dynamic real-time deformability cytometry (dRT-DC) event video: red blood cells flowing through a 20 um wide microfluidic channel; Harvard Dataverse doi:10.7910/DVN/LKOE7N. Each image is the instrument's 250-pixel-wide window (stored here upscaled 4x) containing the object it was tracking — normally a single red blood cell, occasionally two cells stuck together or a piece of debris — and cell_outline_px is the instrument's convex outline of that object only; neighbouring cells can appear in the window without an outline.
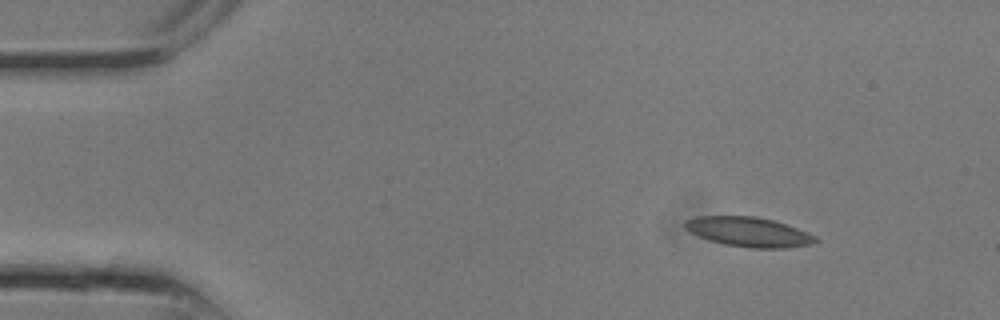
{"species": "common noctule bat (a hibernating species)", "species_latin": "Nyctalus noctula", "temperature_condition": "room temperature", "stored_images_in_passage": 8, "camera_frame_rate_fps": 3000, "um_per_image_px": 0.085, "animal": {"sex": "male", "body_mass_g": 13.3}, "frame": {"image": 1, "passage_image": 1, "time_ms": 0.0, "image_size_px": [1000, 320], "cell_outline_px": [[820, 240], [812, 244], [784, 248], [752, 248], [724, 244], [708, 240], [684, 228], [684, 220], [696, 216], [756, 216], [772, 220], [808, 232], [816, 236]], "centroid_in_image_um": [63.64, 19.71], "position_along_channel_um": 21.4, "area_um2": 22.48}}
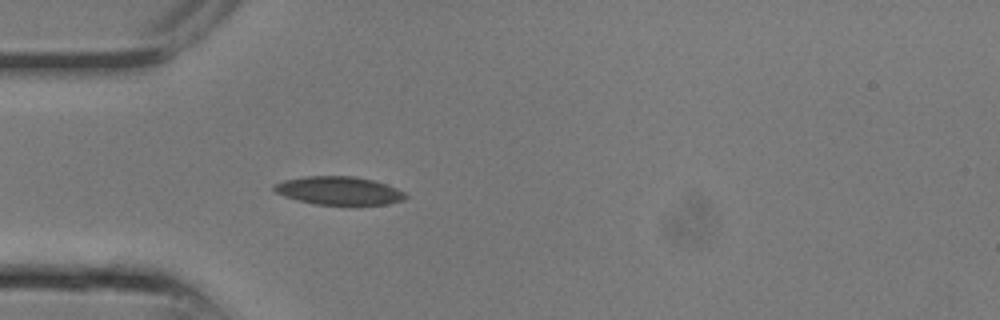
{"frame": {"image": 2, "passage_image": 5, "time_ms": 1.333, "image_size_px": [1000, 320], "cell_outline_px": [[408, 196], [404, 200], [388, 204], [316, 204], [284, 196], [276, 192], [272, 188], [272, 184], [284, 180], [308, 176], [352, 176], [372, 180], [396, 188], [404, 192]], "centroid_in_image_um": [28.79, 16.2], "position_along_channel_um": 56.2, "area_um2": 21.33}}
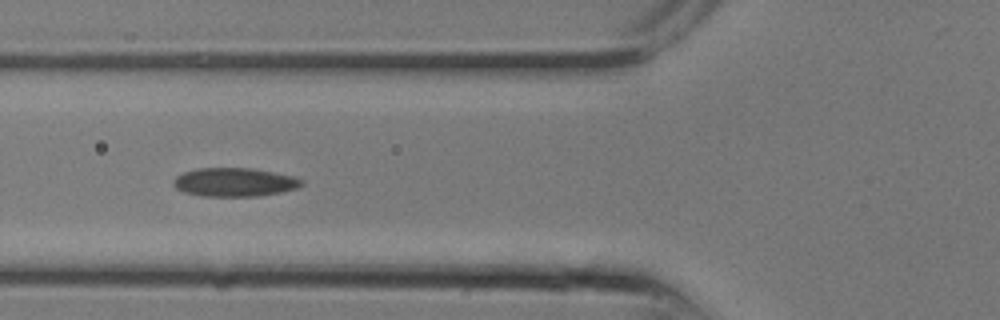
{"frame": {"image": 3, "passage_image": 7, "time_ms": 2.0, "image_size_px": [1000, 320], "cell_outline_px": [[304, 184], [296, 188], [280, 192], [260, 196], [200, 196], [184, 192], [176, 188], [172, 184], [172, 180], [176, 176], [184, 172], [196, 168], [252, 168], [292, 176], [304, 180]], "centroid_in_image_um": [19.9, 15.48], "position_along_channel_um": 105.9, "area_um2": 21.44}}